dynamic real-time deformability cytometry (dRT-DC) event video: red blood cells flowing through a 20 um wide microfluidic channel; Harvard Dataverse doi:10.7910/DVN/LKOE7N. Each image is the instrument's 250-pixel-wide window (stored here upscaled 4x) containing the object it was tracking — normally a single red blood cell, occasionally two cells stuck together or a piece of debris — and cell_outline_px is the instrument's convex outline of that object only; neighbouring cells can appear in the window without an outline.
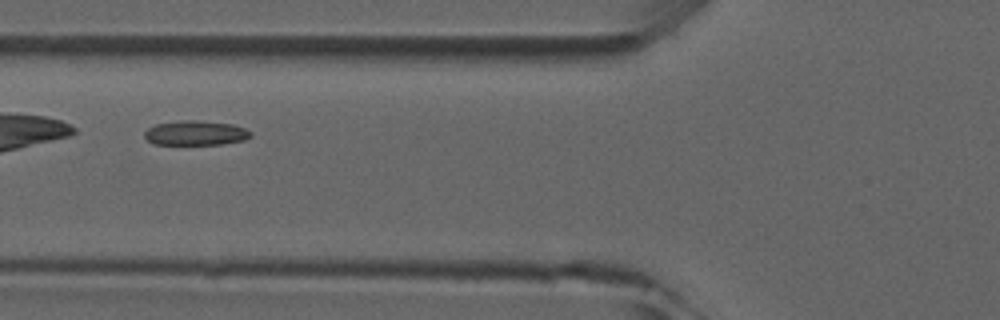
{"species": "common noctule bat (a hibernating species)", "species_latin": "Nyctalus noctula", "temperature_condition": "room temperature", "stored_images_in_passage": 3, "camera_frame_rate_fps": 3000, "um_per_image_px": 0.085, "animal": {"sex": "male", "forearm_length_mm": 52.5}, "frame": {"image": 1, "passage_image": 2, "time_ms": 1.333, "image_size_px": [1000, 320], "cell_outline_px": [[252, 136], [244, 140], [224, 144], [152, 144], [144, 136], [144, 132], [148, 128], [156, 124], [184, 120], [196, 120], [232, 124], [244, 128], [252, 132]], "centroid_in_image_um": [16.64, 11.31], "position_along_channel_um": 109.2, "area_um2": 15.2}}
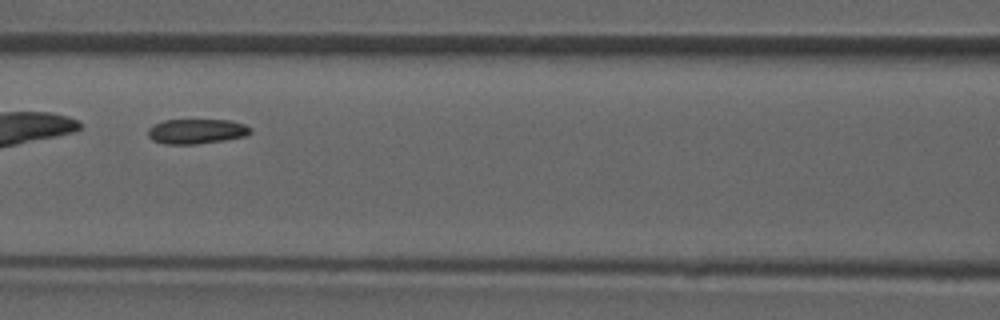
{"frame": {"image": 2, "passage_image": 3, "time_ms": 2.333, "image_size_px": [1000, 320], "cell_outline_px": [[252, 132], [244, 136], [224, 140], [196, 144], [164, 144], [152, 140], [148, 136], [148, 128], [164, 120], [228, 120], [244, 124], [252, 128]], "centroid_in_image_um": [16.7, 11.17], "position_along_channel_um": 149.9, "area_um2": 14.8}}